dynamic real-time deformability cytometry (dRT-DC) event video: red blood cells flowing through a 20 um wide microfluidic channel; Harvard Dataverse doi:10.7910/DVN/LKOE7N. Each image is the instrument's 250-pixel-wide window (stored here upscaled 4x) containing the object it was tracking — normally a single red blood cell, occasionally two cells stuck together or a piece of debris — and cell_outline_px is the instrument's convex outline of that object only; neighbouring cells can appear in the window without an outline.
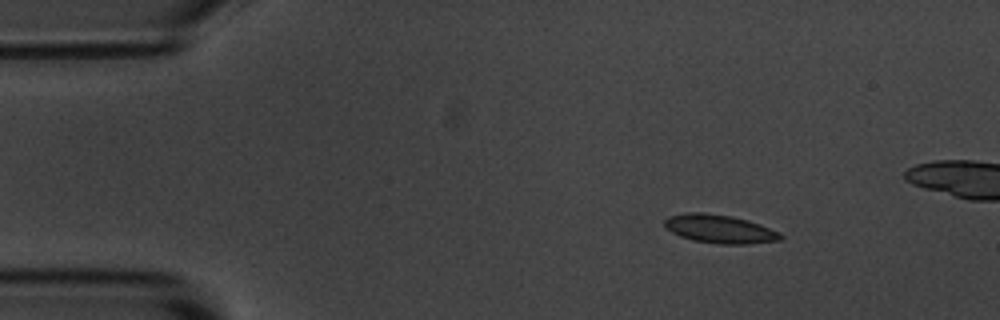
{"species": "common noctule bat (a hibernating species)", "species_latin": "Nyctalus noctula", "temperature_condition": "room temperature", "stored_images_in_passage": 3, "camera_frame_rate_fps": 3000, "um_per_image_px": 0.085, "animal": {"sex": "male", "body_mass_g": 20.1, "forearm_length_mm": 53.5}, "frame": {"image": 1, "passage_image": 1, "time_ms": 0.0, "image_size_px": [1000, 320], "cell_outline_px": [[784, 236], [780, 240], [748, 244], [720, 244], [692, 240], [680, 236], [664, 228], [664, 220], [668, 216], [684, 212], [704, 212], [732, 216], [748, 220], [760, 224], [780, 232]], "centroid_in_image_um": [61.15, 19.45], "position_along_channel_um": 23.8, "area_um2": 19.48}}